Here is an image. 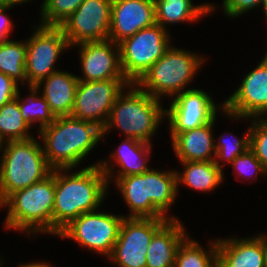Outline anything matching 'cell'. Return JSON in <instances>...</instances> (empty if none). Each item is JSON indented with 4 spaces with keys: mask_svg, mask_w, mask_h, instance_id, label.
I'll return each instance as SVG.
<instances>
[{
    "mask_svg": "<svg viewBox=\"0 0 267 267\" xmlns=\"http://www.w3.org/2000/svg\"><path fill=\"white\" fill-rule=\"evenodd\" d=\"M112 165L104 159L70 174L72 169H55L54 235L81 214L97 211L115 174Z\"/></svg>",
    "mask_w": 267,
    "mask_h": 267,
    "instance_id": "6da1fadb",
    "label": "cell"
},
{
    "mask_svg": "<svg viewBox=\"0 0 267 267\" xmlns=\"http://www.w3.org/2000/svg\"><path fill=\"white\" fill-rule=\"evenodd\" d=\"M38 131L46 161L52 169H75L103 138L100 126L72 116L56 117Z\"/></svg>",
    "mask_w": 267,
    "mask_h": 267,
    "instance_id": "7a4b0ae2",
    "label": "cell"
},
{
    "mask_svg": "<svg viewBox=\"0 0 267 267\" xmlns=\"http://www.w3.org/2000/svg\"><path fill=\"white\" fill-rule=\"evenodd\" d=\"M54 201L55 169L43 180L13 192L0 205L8 207L5 228L53 235Z\"/></svg>",
    "mask_w": 267,
    "mask_h": 267,
    "instance_id": "3957f363",
    "label": "cell"
},
{
    "mask_svg": "<svg viewBox=\"0 0 267 267\" xmlns=\"http://www.w3.org/2000/svg\"><path fill=\"white\" fill-rule=\"evenodd\" d=\"M129 87L131 88L126 94L122 91L117 96L111 107L103 128V137L115 126L123 131L127 138L151 144L150 139L157 132L159 123L166 117V109L160 104V99L152 97L136 83L129 84Z\"/></svg>",
    "mask_w": 267,
    "mask_h": 267,
    "instance_id": "277c9868",
    "label": "cell"
},
{
    "mask_svg": "<svg viewBox=\"0 0 267 267\" xmlns=\"http://www.w3.org/2000/svg\"><path fill=\"white\" fill-rule=\"evenodd\" d=\"M0 163V205L13 193L46 178L48 165L42 145L35 137L23 141H5Z\"/></svg>",
    "mask_w": 267,
    "mask_h": 267,
    "instance_id": "5b68a950",
    "label": "cell"
},
{
    "mask_svg": "<svg viewBox=\"0 0 267 267\" xmlns=\"http://www.w3.org/2000/svg\"><path fill=\"white\" fill-rule=\"evenodd\" d=\"M205 59L170 46L136 84L154 98L161 100L165 95L174 97L188 87Z\"/></svg>",
    "mask_w": 267,
    "mask_h": 267,
    "instance_id": "8992f818",
    "label": "cell"
},
{
    "mask_svg": "<svg viewBox=\"0 0 267 267\" xmlns=\"http://www.w3.org/2000/svg\"><path fill=\"white\" fill-rule=\"evenodd\" d=\"M170 39L167 28L156 23L119 43L121 69L130 84L137 83L166 53Z\"/></svg>",
    "mask_w": 267,
    "mask_h": 267,
    "instance_id": "52a82bcc",
    "label": "cell"
},
{
    "mask_svg": "<svg viewBox=\"0 0 267 267\" xmlns=\"http://www.w3.org/2000/svg\"><path fill=\"white\" fill-rule=\"evenodd\" d=\"M125 217L103 212H87L73 219L60 233L96 253L110 257Z\"/></svg>",
    "mask_w": 267,
    "mask_h": 267,
    "instance_id": "ba28073f",
    "label": "cell"
},
{
    "mask_svg": "<svg viewBox=\"0 0 267 267\" xmlns=\"http://www.w3.org/2000/svg\"><path fill=\"white\" fill-rule=\"evenodd\" d=\"M26 46L25 71L28 86H37L43 79L58 71L54 67L57 58L70 47L60 27L40 24L26 41Z\"/></svg>",
    "mask_w": 267,
    "mask_h": 267,
    "instance_id": "9c48e42d",
    "label": "cell"
},
{
    "mask_svg": "<svg viewBox=\"0 0 267 267\" xmlns=\"http://www.w3.org/2000/svg\"><path fill=\"white\" fill-rule=\"evenodd\" d=\"M169 218L124 217L109 259L119 267H146V254L153 235Z\"/></svg>",
    "mask_w": 267,
    "mask_h": 267,
    "instance_id": "30bf717a",
    "label": "cell"
},
{
    "mask_svg": "<svg viewBox=\"0 0 267 267\" xmlns=\"http://www.w3.org/2000/svg\"><path fill=\"white\" fill-rule=\"evenodd\" d=\"M129 84L126 79L79 81L70 116L93 122L103 129L117 96L124 88H130Z\"/></svg>",
    "mask_w": 267,
    "mask_h": 267,
    "instance_id": "8fae6325",
    "label": "cell"
},
{
    "mask_svg": "<svg viewBox=\"0 0 267 267\" xmlns=\"http://www.w3.org/2000/svg\"><path fill=\"white\" fill-rule=\"evenodd\" d=\"M112 0H84L59 27L69 46L109 39Z\"/></svg>",
    "mask_w": 267,
    "mask_h": 267,
    "instance_id": "7c38bea8",
    "label": "cell"
},
{
    "mask_svg": "<svg viewBox=\"0 0 267 267\" xmlns=\"http://www.w3.org/2000/svg\"><path fill=\"white\" fill-rule=\"evenodd\" d=\"M221 107L227 117L238 120L267 117V53Z\"/></svg>",
    "mask_w": 267,
    "mask_h": 267,
    "instance_id": "4fadbf2b",
    "label": "cell"
},
{
    "mask_svg": "<svg viewBox=\"0 0 267 267\" xmlns=\"http://www.w3.org/2000/svg\"><path fill=\"white\" fill-rule=\"evenodd\" d=\"M172 99L169 109L165 110L171 141L179 133L199 128L216 117L218 106L203 90L186 88Z\"/></svg>",
    "mask_w": 267,
    "mask_h": 267,
    "instance_id": "5bb4252c",
    "label": "cell"
},
{
    "mask_svg": "<svg viewBox=\"0 0 267 267\" xmlns=\"http://www.w3.org/2000/svg\"><path fill=\"white\" fill-rule=\"evenodd\" d=\"M77 45L80 47V66L84 76H77L79 81L126 79L121 69L119 44L107 39Z\"/></svg>",
    "mask_w": 267,
    "mask_h": 267,
    "instance_id": "9a60e30c",
    "label": "cell"
},
{
    "mask_svg": "<svg viewBox=\"0 0 267 267\" xmlns=\"http://www.w3.org/2000/svg\"><path fill=\"white\" fill-rule=\"evenodd\" d=\"M155 24L154 0H112L109 39L114 43Z\"/></svg>",
    "mask_w": 267,
    "mask_h": 267,
    "instance_id": "2e32d148",
    "label": "cell"
},
{
    "mask_svg": "<svg viewBox=\"0 0 267 267\" xmlns=\"http://www.w3.org/2000/svg\"><path fill=\"white\" fill-rule=\"evenodd\" d=\"M217 267H265L264 234L217 240Z\"/></svg>",
    "mask_w": 267,
    "mask_h": 267,
    "instance_id": "e0dca14e",
    "label": "cell"
},
{
    "mask_svg": "<svg viewBox=\"0 0 267 267\" xmlns=\"http://www.w3.org/2000/svg\"><path fill=\"white\" fill-rule=\"evenodd\" d=\"M179 219H169L152 237L146 267H174L179 245L188 236Z\"/></svg>",
    "mask_w": 267,
    "mask_h": 267,
    "instance_id": "ac0fdd59",
    "label": "cell"
},
{
    "mask_svg": "<svg viewBox=\"0 0 267 267\" xmlns=\"http://www.w3.org/2000/svg\"><path fill=\"white\" fill-rule=\"evenodd\" d=\"M216 117L209 123L179 133L173 140L175 155L180 161H214L216 148L212 128Z\"/></svg>",
    "mask_w": 267,
    "mask_h": 267,
    "instance_id": "d6986e66",
    "label": "cell"
},
{
    "mask_svg": "<svg viewBox=\"0 0 267 267\" xmlns=\"http://www.w3.org/2000/svg\"><path fill=\"white\" fill-rule=\"evenodd\" d=\"M116 184L130 209V215L126 217L177 219L172 216H164L151 203L149 199L148 171L118 178Z\"/></svg>",
    "mask_w": 267,
    "mask_h": 267,
    "instance_id": "ffe728a7",
    "label": "cell"
},
{
    "mask_svg": "<svg viewBox=\"0 0 267 267\" xmlns=\"http://www.w3.org/2000/svg\"><path fill=\"white\" fill-rule=\"evenodd\" d=\"M42 83L44 87L41 94L54 116H70L79 83L77 76L58 70L43 79L37 86L41 88Z\"/></svg>",
    "mask_w": 267,
    "mask_h": 267,
    "instance_id": "44dd1931",
    "label": "cell"
},
{
    "mask_svg": "<svg viewBox=\"0 0 267 267\" xmlns=\"http://www.w3.org/2000/svg\"><path fill=\"white\" fill-rule=\"evenodd\" d=\"M113 153L109 159L115 160L114 164L120 168L115 180L125 176L142 174L150 169L147 165L151 153V144L149 143L126 137Z\"/></svg>",
    "mask_w": 267,
    "mask_h": 267,
    "instance_id": "7402d4cb",
    "label": "cell"
},
{
    "mask_svg": "<svg viewBox=\"0 0 267 267\" xmlns=\"http://www.w3.org/2000/svg\"><path fill=\"white\" fill-rule=\"evenodd\" d=\"M154 3L156 23L164 29L167 24L196 22L201 16L212 13L215 9L209 3L194 6L192 0H154Z\"/></svg>",
    "mask_w": 267,
    "mask_h": 267,
    "instance_id": "603a6c76",
    "label": "cell"
},
{
    "mask_svg": "<svg viewBox=\"0 0 267 267\" xmlns=\"http://www.w3.org/2000/svg\"><path fill=\"white\" fill-rule=\"evenodd\" d=\"M184 171L177 174V184L201 192H209L219 186L224 180L223 170L214 161H180Z\"/></svg>",
    "mask_w": 267,
    "mask_h": 267,
    "instance_id": "cb8c5ba5",
    "label": "cell"
},
{
    "mask_svg": "<svg viewBox=\"0 0 267 267\" xmlns=\"http://www.w3.org/2000/svg\"><path fill=\"white\" fill-rule=\"evenodd\" d=\"M176 173L173 170L164 172L151 168L148 170L149 199L164 216H167L166 212L171 204L175 203L178 193Z\"/></svg>",
    "mask_w": 267,
    "mask_h": 267,
    "instance_id": "d4e9b609",
    "label": "cell"
},
{
    "mask_svg": "<svg viewBox=\"0 0 267 267\" xmlns=\"http://www.w3.org/2000/svg\"><path fill=\"white\" fill-rule=\"evenodd\" d=\"M18 106V95L0 106V144L7 141H23L33 138Z\"/></svg>",
    "mask_w": 267,
    "mask_h": 267,
    "instance_id": "484cf974",
    "label": "cell"
},
{
    "mask_svg": "<svg viewBox=\"0 0 267 267\" xmlns=\"http://www.w3.org/2000/svg\"><path fill=\"white\" fill-rule=\"evenodd\" d=\"M209 244L210 250L205 251L188 235L177 249L174 267H217V240Z\"/></svg>",
    "mask_w": 267,
    "mask_h": 267,
    "instance_id": "4316f807",
    "label": "cell"
},
{
    "mask_svg": "<svg viewBox=\"0 0 267 267\" xmlns=\"http://www.w3.org/2000/svg\"><path fill=\"white\" fill-rule=\"evenodd\" d=\"M26 41L8 40L0 44V72L9 76L16 83L27 82L25 63Z\"/></svg>",
    "mask_w": 267,
    "mask_h": 267,
    "instance_id": "83f0119b",
    "label": "cell"
},
{
    "mask_svg": "<svg viewBox=\"0 0 267 267\" xmlns=\"http://www.w3.org/2000/svg\"><path fill=\"white\" fill-rule=\"evenodd\" d=\"M30 95L21 100L19 94V88L17 89L18 106L24 120L30 125L39 122V130L45 126L50 125L55 120L54 114L49 108V104L46 102L43 96L38 97L39 87L35 85H29Z\"/></svg>",
    "mask_w": 267,
    "mask_h": 267,
    "instance_id": "f1b7e54d",
    "label": "cell"
},
{
    "mask_svg": "<svg viewBox=\"0 0 267 267\" xmlns=\"http://www.w3.org/2000/svg\"><path fill=\"white\" fill-rule=\"evenodd\" d=\"M84 0H43L40 25L59 27Z\"/></svg>",
    "mask_w": 267,
    "mask_h": 267,
    "instance_id": "f546056e",
    "label": "cell"
},
{
    "mask_svg": "<svg viewBox=\"0 0 267 267\" xmlns=\"http://www.w3.org/2000/svg\"><path fill=\"white\" fill-rule=\"evenodd\" d=\"M226 133L221 135L218 138V143L215 144L216 148V156L214 162L216 165L220 168H222V165L219 161H226V163H232L233 160L244 153L250 146V131L249 129L247 130V133L242 136L241 139L238 137L234 136L233 141H229L228 139L224 137ZM231 133V137H232ZM236 137V138H235Z\"/></svg>",
    "mask_w": 267,
    "mask_h": 267,
    "instance_id": "4dcf8cb0",
    "label": "cell"
},
{
    "mask_svg": "<svg viewBox=\"0 0 267 267\" xmlns=\"http://www.w3.org/2000/svg\"><path fill=\"white\" fill-rule=\"evenodd\" d=\"M253 125L249 126L250 146L260 160L264 170L267 172V118L258 117L251 120Z\"/></svg>",
    "mask_w": 267,
    "mask_h": 267,
    "instance_id": "1f68e13d",
    "label": "cell"
},
{
    "mask_svg": "<svg viewBox=\"0 0 267 267\" xmlns=\"http://www.w3.org/2000/svg\"><path fill=\"white\" fill-rule=\"evenodd\" d=\"M232 166L233 169H235L234 172L238 173V176L242 175L243 177H249V174L253 176V173L255 174L254 176H258L257 174L259 173L263 175V177H267V172L264 170L262 163L250 148L241 155L237 156L233 160Z\"/></svg>",
    "mask_w": 267,
    "mask_h": 267,
    "instance_id": "d6a6232c",
    "label": "cell"
},
{
    "mask_svg": "<svg viewBox=\"0 0 267 267\" xmlns=\"http://www.w3.org/2000/svg\"><path fill=\"white\" fill-rule=\"evenodd\" d=\"M222 4L225 15L236 18L260 4L263 5V0H224Z\"/></svg>",
    "mask_w": 267,
    "mask_h": 267,
    "instance_id": "836d02e7",
    "label": "cell"
},
{
    "mask_svg": "<svg viewBox=\"0 0 267 267\" xmlns=\"http://www.w3.org/2000/svg\"><path fill=\"white\" fill-rule=\"evenodd\" d=\"M18 83L9 76L0 72V106L17 96Z\"/></svg>",
    "mask_w": 267,
    "mask_h": 267,
    "instance_id": "e575fe53",
    "label": "cell"
},
{
    "mask_svg": "<svg viewBox=\"0 0 267 267\" xmlns=\"http://www.w3.org/2000/svg\"><path fill=\"white\" fill-rule=\"evenodd\" d=\"M13 6L0 8V44L9 40L10 32L14 26L12 21L8 18L5 12Z\"/></svg>",
    "mask_w": 267,
    "mask_h": 267,
    "instance_id": "d590c367",
    "label": "cell"
},
{
    "mask_svg": "<svg viewBox=\"0 0 267 267\" xmlns=\"http://www.w3.org/2000/svg\"><path fill=\"white\" fill-rule=\"evenodd\" d=\"M18 267H51V265L44 262H36V263H28V264H20Z\"/></svg>",
    "mask_w": 267,
    "mask_h": 267,
    "instance_id": "8d00e7d4",
    "label": "cell"
},
{
    "mask_svg": "<svg viewBox=\"0 0 267 267\" xmlns=\"http://www.w3.org/2000/svg\"><path fill=\"white\" fill-rule=\"evenodd\" d=\"M264 263L265 267H267V236L264 235Z\"/></svg>",
    "mask_w": 267,
    "mask_h": 267,
    "instance_id": "74e56055",
    "label": "cell"
},
{
    "mask_svg": "<svg viewBox=\"0 0 267 267\" xmlns=\"http://www.w3.org/2000/svg\"><path fill=\"white\" fill-rule=\"evenodd\" d=\"M30 2V1H32V0H9V2H10V6H13L14 7V5H19V4H21V3H26V2Z\"/></svg>",
    "mask_w": 267,
    "mask_h": 267,
    "instance_id": "f35d334b",
    "label": "cell"
},
{
    "mask_svg": "<svg viewBox=\"0 0 267 267\" xmlns=\"http://www.w3.org/2000/svg\"><path fill=\"white\" fill-rule=\"evenodd\" d=\"M10 6L9 0H0V8Z\"/></svg>",
    "mask_w": 267,
    "mask_h": 267,
    "instance_id": "ab89813d",
    "label": "cell"
},
{
    "mask_svg": "<svg viewBox=\"0 0 267 267\" xmlns=\"http://www.w3.org/2000/svg\"><path fill=\"white\" fill-rule=\"evenodd\" d=\"M263 12H265L266 20H267V0H263Z\"/></svg>",
    "mask_w": 267,
    "mask_h": 267,
    "instance_id": "60d3db41",
    "label": "cell"
}]
</instances>
